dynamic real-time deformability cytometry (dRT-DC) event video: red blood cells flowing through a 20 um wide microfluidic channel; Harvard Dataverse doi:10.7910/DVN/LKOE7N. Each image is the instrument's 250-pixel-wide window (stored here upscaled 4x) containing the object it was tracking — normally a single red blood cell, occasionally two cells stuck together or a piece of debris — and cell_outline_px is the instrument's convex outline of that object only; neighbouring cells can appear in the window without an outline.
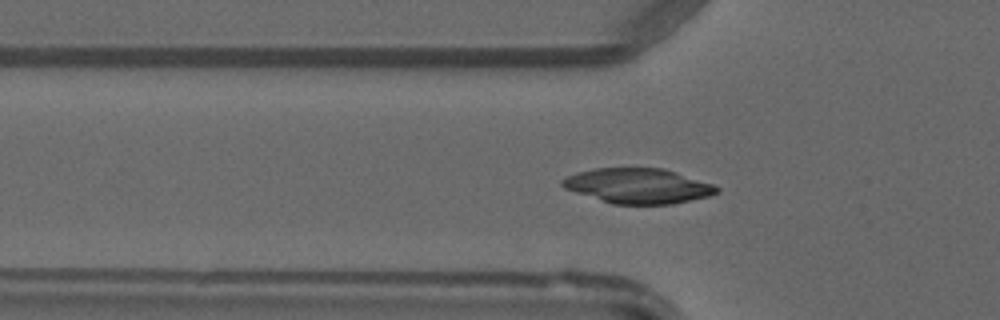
{"species": "common noctule bat (a hibernating species)", "species_latin": "Nyctalus noctula", "temperature_condition": "warm", "stored_images_in_passage": 49, "camera_frame_rate_fps": 3000, "um_per_image_px": 0.085, "animal": {"sex": "male", "forearm_length_mm": 52.5}, "frame": {"image": 1, "passage_image": 17, "time_ms": 5.333, "image_size_px": [1000, 320], "cell_outline_px": [[720, 192], [712, 196], [672, 204], [612, 204], [564, 188], [560, 184], [560, 180], [576, 172], [596, 168], [664, 168], [716, 184], [720, 188]], "centroid_in_image_um": [54.3, 15.8], "position_along_channel_um": 71.5, "area_um2": 31.85}}
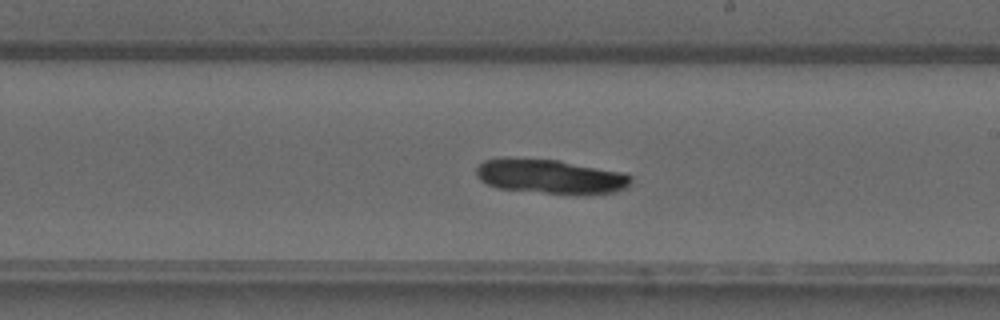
{"frame": {"image": 2, "passage_image": 29, "time_ms": 9.333, "image_size_px": [1000, 320], "cell_outline_px": [[632, 184], [628, 188], [616, 192], [584, 196], [576, 196], [496, 188], [480, 180], [476, 176], [476, 168], [484, 160], [504, 156], [556, 160], [624, 172], [632, 176]], "centroid_in_image_um": [46.83, 15.02], "position_along_channel_um": 242.2, "area_um2": 32.14}}
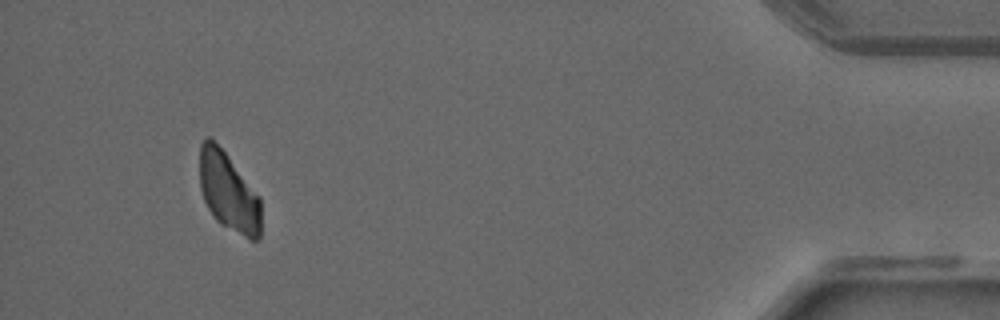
{"frame": {"image": 3, "passage_image": 46, "time_ms": 15.0, "image_size_px": [1000, 320], "cell_outline_px": [[260, 240], [252, 240], [220, 224], [216, 220], [208, 208], [204, 200], [200, 188], [200, 144], [208, 136], [212, 136], [260, 196]], "centroid_in_image_um": [19.42, 16.29], "position_along_channel_um": 415.8, "area_um2": 28.21}}